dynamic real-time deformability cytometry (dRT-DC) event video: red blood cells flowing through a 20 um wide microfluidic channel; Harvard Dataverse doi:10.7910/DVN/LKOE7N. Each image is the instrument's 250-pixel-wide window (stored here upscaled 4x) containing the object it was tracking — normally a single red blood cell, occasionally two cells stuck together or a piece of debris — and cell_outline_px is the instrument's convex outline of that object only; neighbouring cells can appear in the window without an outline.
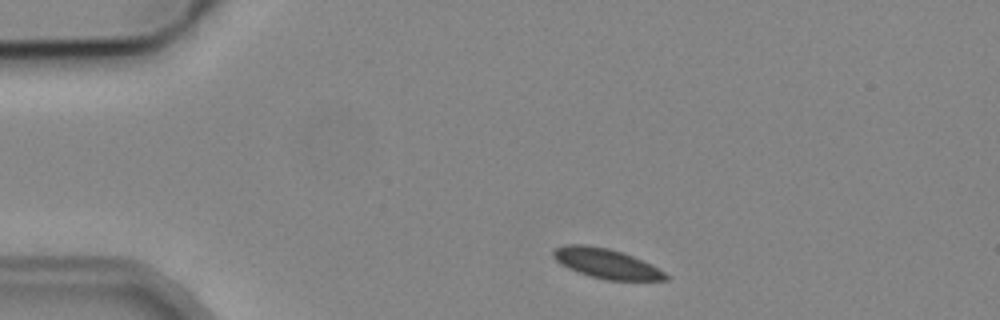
{"species": "common noctule bat (a hibernating species)", "species_latin": "Nyctalus noctula", "temperature_condition": "cold", "stored_images_in_passage": 5, "camera_frame_rate_fps": 3000, "um_per_image_px": 0.085, "animal": {"sex": "male", "body_mass_g": 19.2, "forearm_length_mm": 51.8}, "frame": {"image": 1, "passage_image": 1, "time_ms": 0.0, "image_size_px": [1000, 320], "cell_outline_px": [[668, 280], [604, 280], [568, 268], [560, 264], [552, 256], [552, 252], [556, 248], [568, 244], [584, 244], [608, 248], [632, 256], [664, 272], [668, 276]], "centroid_in_image_um": [51.48, 22.39], "position_along_channel_um": 33.5, "area_um2": 19.07}}
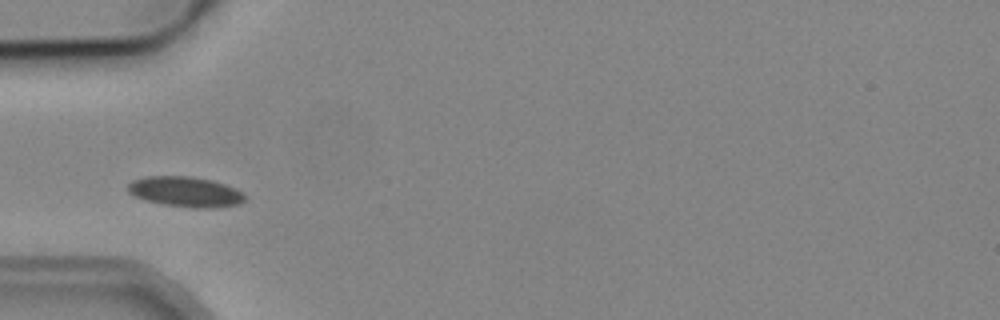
{"frame": {"image": 2, "passage_image": 3, "time_ms": 2.333, "image_size_px": [1000, 320], "cell_outline_px": [[244, 200], [236, 204], [216, 208], [192, 208], [160, 204], [144, 200], [132, 196], [128, 192], [128, 184], [132, 180], [148, 176], [188, 176], [212, 180], [224, 184], [244, 192]], "centroid_in_image_um": [15.72, 16.31], "position_along_channel_um": 69.3, "area_um2": 20.75}}
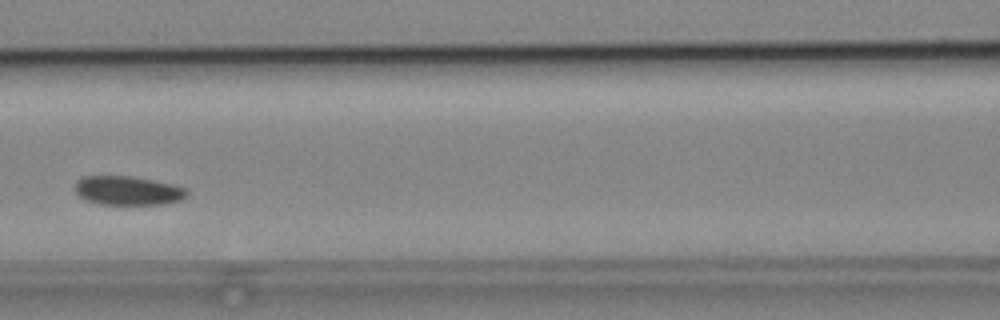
{"frame": {"image": 3, "passage_image": 5, "time_ms": 4.667, "image_size_px": [1000, 320], "cell_outline_px": [[188, 196], [180, 200], [164, 204], [96, 204], [80, 196], [76, 192], [76, 180], [84, 176], [132, 176], [172, 184], [188, 188]], "centroid_in_image_um": [10.9, 16.2], "position_along_channel_um": 155.7, "area_um2": 18.9}}